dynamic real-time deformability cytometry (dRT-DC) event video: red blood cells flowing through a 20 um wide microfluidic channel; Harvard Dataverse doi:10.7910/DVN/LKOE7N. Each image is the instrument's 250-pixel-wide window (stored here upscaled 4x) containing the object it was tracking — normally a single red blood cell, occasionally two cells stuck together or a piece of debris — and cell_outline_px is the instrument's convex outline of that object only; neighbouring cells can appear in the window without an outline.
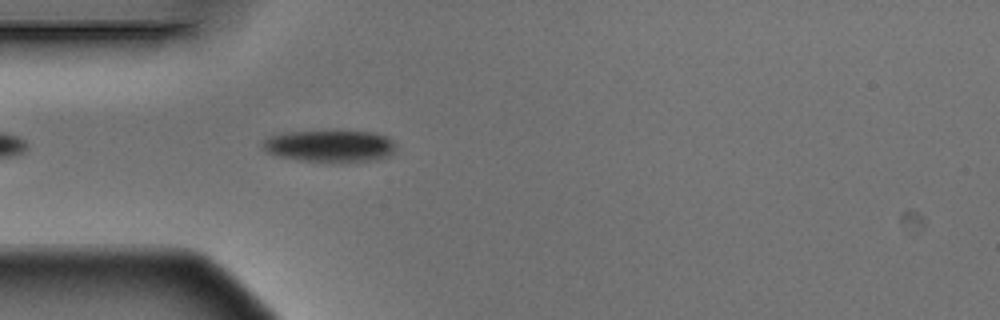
{"species": "Egyptian fruit bat (a non-hibernating species)", "species_latin": "Rousettus aegyptiacus", "temperature_condition": "warm", "stored_images_in_passage": 5, "camera_frame_rate_fps": 3000, "um_per_image_px": 0.085, "animal": {"sex": "male"}, "frame": {"image": 1, "passage_image": 5, "time_ms": 1.333, "image_size_px": [1000, 320], "cell_outline_px": [[396, 152], [392, 156], [376, 160], [300, 160], [280, 156], [268, 152], [260, 144], [264, 140], [272, 136], [292, 132], [372, 132], [388, 136], [396, 144]], "centroid_in_image_um": [28.13, 12.4], "position_along_channel_um": 56.9, "area_um2": 23.99}}